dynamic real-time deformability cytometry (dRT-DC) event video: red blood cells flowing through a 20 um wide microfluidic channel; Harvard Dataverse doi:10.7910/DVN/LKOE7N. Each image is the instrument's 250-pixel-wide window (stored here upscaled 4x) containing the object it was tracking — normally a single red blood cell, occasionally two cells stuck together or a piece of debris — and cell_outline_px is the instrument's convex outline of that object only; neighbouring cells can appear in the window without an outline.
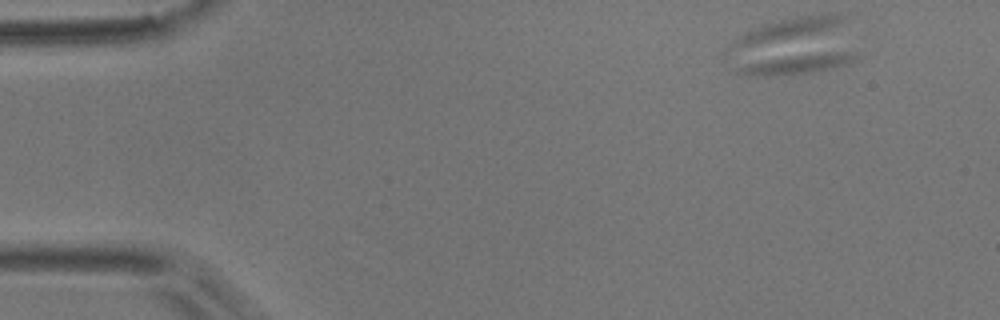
{"species": "common noctule bat (a hibernating species)", "species_latin": "Nyctalus noctula", "temperature_condition": "room temperature", "stored_images_in_passage": 54, "segment_of_instrument_passage": [1, 2], "camera_frame_rate_fps": 3000, "um_per_image_px": 0.085, "animal": {"sex": "male", "body_mass_g": 17.9}, "frame": {"image": 1, "passage_image": 1, "time_ms": 0.0, "image_size_px": [1000, 320], "cell_outline_px": [[860, 52], [856, 60], [848, 64], [812, 72], [768, 76], [748, 76], [732, 72], [732, 64], [792, 56], [828, 52]], "centroid_in_image_um": [67.57, 5.45], "position_along_channel_um": 17.4, "area_um2": 13.87}}